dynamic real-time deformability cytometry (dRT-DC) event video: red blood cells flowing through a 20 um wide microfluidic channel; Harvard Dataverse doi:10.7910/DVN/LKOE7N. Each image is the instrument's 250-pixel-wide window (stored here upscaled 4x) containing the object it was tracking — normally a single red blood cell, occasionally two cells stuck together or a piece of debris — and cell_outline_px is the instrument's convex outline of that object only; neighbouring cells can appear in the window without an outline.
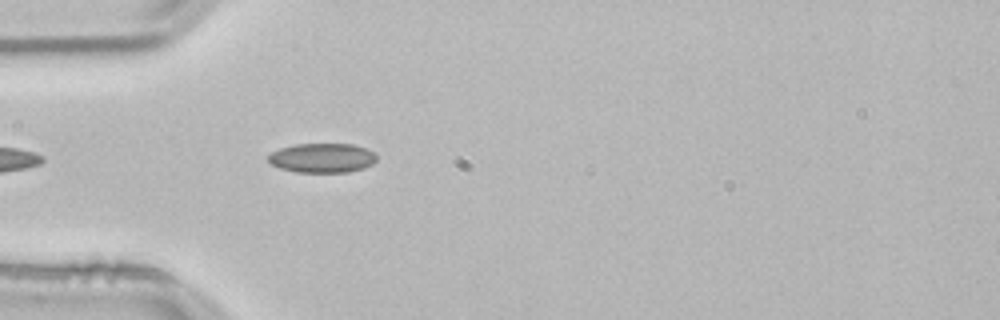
{"species": "common noctule bat (a hibernating species)", "species_latin": "Nyctalus noctula", "temperature_condition": "room temperature", "stored_images_in_passage": 10, "camera_frame_rate_fps": 3000, "um_per_image_px": 0.085, "animal": {"sex": "male", "body_mass_g": 21.5, "forearm_length_mm": 52.0}, "frame": {"image": 1, "passage_image": 5, "time_ms": 1.333, "image_size_px": [1000, 320], "cell_outline_px": [[376, 160], [372, 164], [364, 168], [348, 172], [296, 172], [280, 168], [268, 164], [268, 156], [272, 152], [280, 148], [296, 144], [352, 144], [364, 148], [372, 152], [376, 156]], "centroid_in_image_um": [27.35, 13.43], "position_along_channel_um": 57.6, "area_um2": 18.55}}